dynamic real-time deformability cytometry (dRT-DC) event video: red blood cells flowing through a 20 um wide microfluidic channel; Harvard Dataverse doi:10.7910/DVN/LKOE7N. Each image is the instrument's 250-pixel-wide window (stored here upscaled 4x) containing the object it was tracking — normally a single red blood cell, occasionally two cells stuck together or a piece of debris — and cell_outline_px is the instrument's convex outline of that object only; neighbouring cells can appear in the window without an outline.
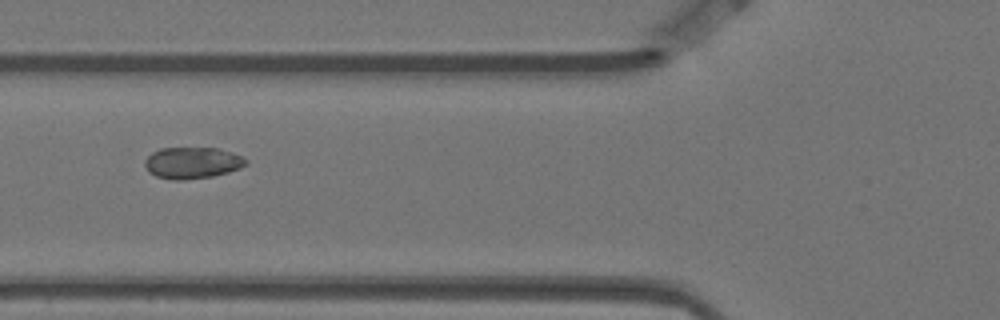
{"species": "Egyptian fruit bat (a non-hibernating species)", "species_latin": "Rousettus aegyptiacus", "temperature_condition": "warm", "stored_images_in_passage": 10, "camera_frame_rate_fps": 3000, "um_per_image_px": 0.085, "animal": {"sex": "female"}, "frame": {"image": 1, "passage_image": 2, "time_ms": 0.333, "image_size_px": [1000, 320], "cell_outline_px": [[248, 164], [240, 168], [228, 172], [212, 176], [184, 180], [172, 180], [156, 176], [148, 172], [144, 164], [144, 160], [152, 152], [160, 148], [216, 148], [232, 152], [244, 156], [248, 160]], "centroid_in_image_um": [16.35, 13.84], "position_along_channel_um": 109.4, "area_um2": 18.73}}
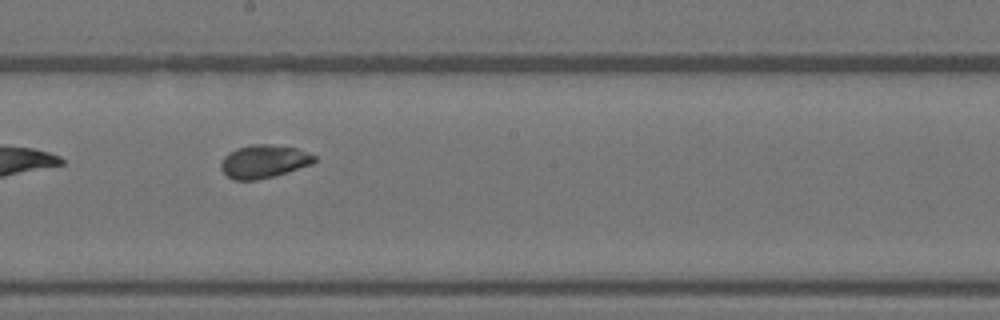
{"frame": {"image": 2, "passage_image": 5, "time_ms": 1.333, "image_size_px": [1000, 320], "cell_outline_px": [[316, 160], [312, 164], [288, 172], [256, 180], [232, 180], [220, 168], [220, 164], [224, 156], [228, 152], [236, 148], [252, 144], [268, 144], [296, 148], [308, 152], [316, 156]], "centroid_in_image_um": [22.41, 13.72], "position_along_channel_um": 225.8, "area_um2": 18.09}}
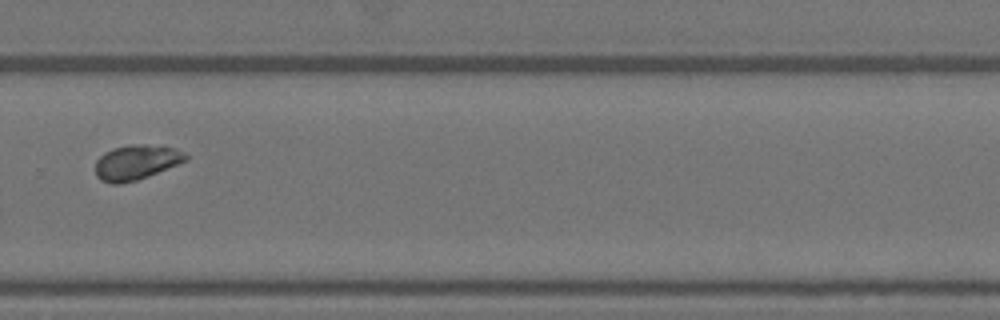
{"frame": {"image": 3, "passage_image": 7, "time_ms": 2.0, "image_size_px": [1000, 320], "cell_outline_px": [[188, 160], [148, 176], [136, 180], [120, 184], [112, 184], [100, 180], [96, 176], [96, 160], [104, 152], [112, 148], [128, 144], [144, 144], [176, 148], [184, 152], [188, 156]], "centroid_in_image_um": [11.57, 13.79], "position_along_channel_um": 318.2, "area_um2": 18.5}}